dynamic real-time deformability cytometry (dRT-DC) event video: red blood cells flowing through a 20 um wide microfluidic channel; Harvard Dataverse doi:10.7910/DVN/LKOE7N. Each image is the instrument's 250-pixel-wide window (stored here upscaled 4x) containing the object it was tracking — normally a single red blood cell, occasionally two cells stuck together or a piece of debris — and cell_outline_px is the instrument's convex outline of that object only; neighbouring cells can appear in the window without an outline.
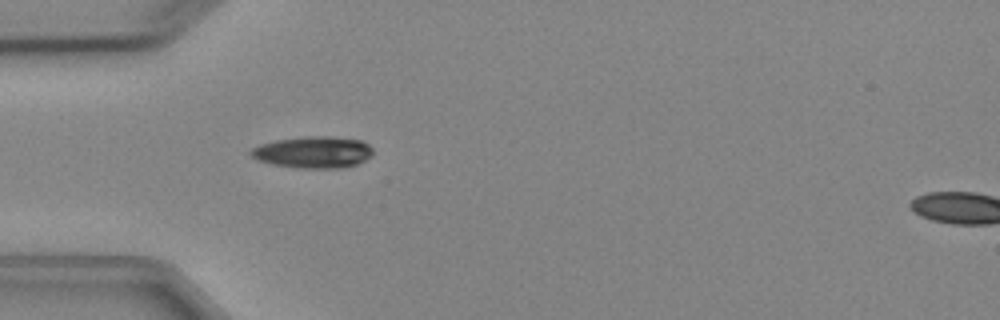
{"species": "Egyptian fruit bat (a non-hibernating species)", "species_latin": "Rousettus aegyptiacus", "temperature_condition": "cold", "stored_images_in_passage": 2, "segment_of_instrument_passage": [1, 2], "camera_frame_rate_fps": 3000, "um_per_image_px": 0.085, "animal": {"sex": "female"}, "frame": {"image": 1, "passage_image": 1, "time_ms": 0.0, "image_size_px": [1000, 320], "cell_outline_px": [[372, 156], [356, 164], [344, 168], [300, 168], [272, 164], [256, 160], [248, 152], [252, 148], [260, 144], [276, 140], [304, 136], [328, 136], [360, 140], [368, 144], [372, 148]], "centroid_in_image_um": [26.6, 12.94], "position_along_channel_um": 58.4, "area_um2": 22.6}}